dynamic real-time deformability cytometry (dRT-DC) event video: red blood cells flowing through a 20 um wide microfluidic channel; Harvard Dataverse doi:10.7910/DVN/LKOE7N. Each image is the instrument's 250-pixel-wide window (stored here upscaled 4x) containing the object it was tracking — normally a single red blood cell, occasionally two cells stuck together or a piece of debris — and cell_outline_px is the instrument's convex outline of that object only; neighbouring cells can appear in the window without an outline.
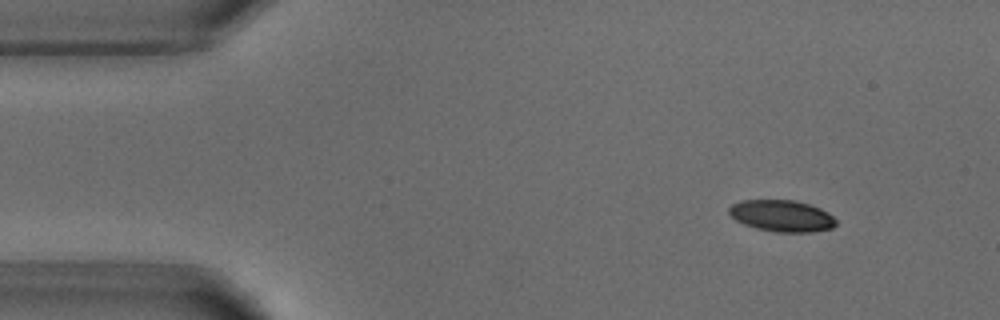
{"species": "common noctule bat (a hibernating species)", "species_latin": "Nyctalus noctula", "temperature_condition": "warm", "stored_images_in_passage": 3, "camera_frame_rate_fps": 3000, "um_per_image_px": 0.085, "animal": {"sex": "male", "body_mass_g": 18.8}, "frame": {"image": 1, "passage_image": 1, "time_ms": 0.0, "image_size_px": [1000, 320], "cell_outline_px": [[836, 224], [832, 228], [812, 232], [776, 232], [756, 228], [744, 224], [736, 220], [728, 212], [728, 208], [732, 204], [740, 200], [796, 200], [820, 208], [828, 212], [836, 220]], "centroid_in_image_um": [66.45, 18.34], "position_along_channel_um": 18.6, "area_um2": 19.71}}
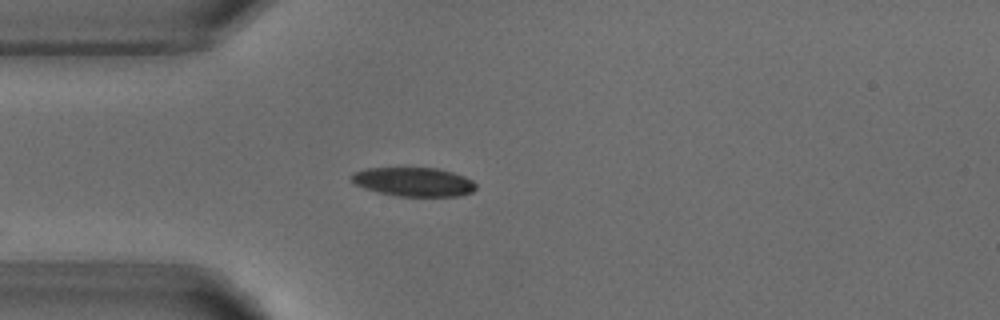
{"frame": {"image": 2, "passage_image": 3, "time_ms": 2.667, "image_size_px": [1000, 320], "cell_outline_px": [[476, 188], [472, 192], [460, 196], [396, 196], [376, 192], [364, 188], [356, 184], [348, 176], [352, 172], [364, 168], [440, 168], [464, 176], [472, 180], [476, 184]], "centroid_in_image_um": [35.13, 15.45], "position_along_channel_um": 49.9, "area_um2": 21.21}}